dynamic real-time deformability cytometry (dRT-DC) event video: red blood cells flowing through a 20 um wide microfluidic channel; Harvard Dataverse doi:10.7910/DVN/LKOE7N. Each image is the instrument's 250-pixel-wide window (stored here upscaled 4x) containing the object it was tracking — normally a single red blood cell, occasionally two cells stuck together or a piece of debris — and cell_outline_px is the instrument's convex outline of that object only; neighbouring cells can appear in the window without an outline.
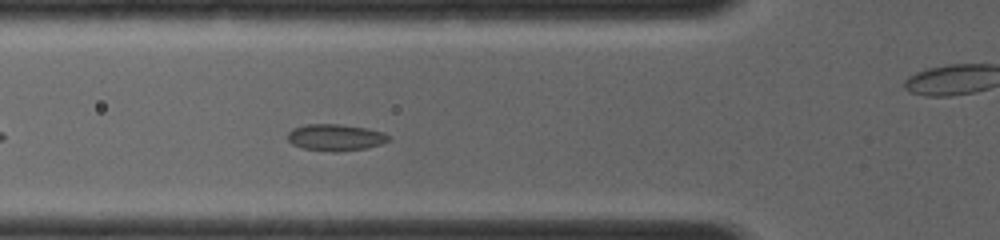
{"species": "common noctule bat (a hibernating species)", "species_latin": "Nyctalus noctula", "temperature_condition": "room temperature", "stored_images_in_passage": 21, "camera_frame_rate_fps": 4000, "um_per_image_px": 0.085, "animal": {"sex": "female", "body_mass_g": 19.0, "forearm_length_mm": 56.7}, "frame": {"image": 1, "passage_image": 6, "time_ms": 2.5, "image_size_px": [1000, 240], "cell_outline_px": [[392, 136], [388, 140], [380, 144], [368, 148], [336, 152], [332, 152], [304, 148], [292, 144], [288, 140], [288, 132], [292, 128], [304, 124], [340, 124], [368, 128], [384, 132]], "centroid_in_image_um": [28.53, 11.67], "position_along_channel_um": 97.3, "area_um2": 15.84}}
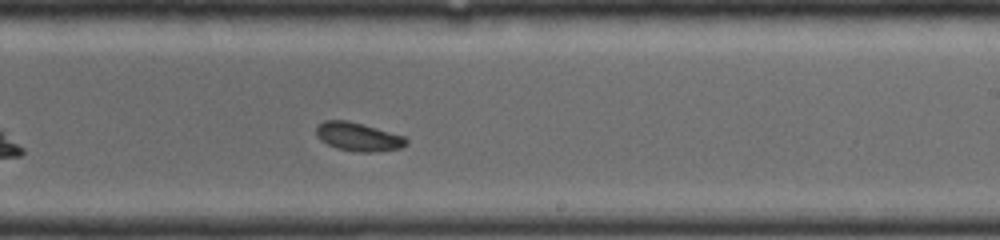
{"frame": {"image": 2, "passage_image": 13, "time_ms": 6.0, "image_size_px": [1000, 240], "cell_outline_px": [[408, 144], [400, 148], [372, 152], [360, 152], [336, 148], [320, 140], [316, 136], [316, 124], [324, 120], [348, 120], [404, 136], [408, 140]], "centroid_in_image_um": [30.41, 11.62], "position_along_channel_um": 258.6, "area_um2": 14.97}}
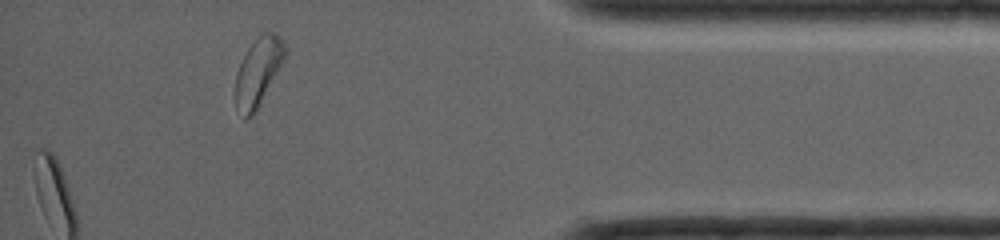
{"frame": {"image": 3, "passage_image": 21, "time_ms": 11.25, "image_size_px": [1000, 240], "cell_outline_px": [[288, 52], [252, 116], [244, 120], [236, 104], [236, 72], [248, 48], [264, 32], [276, 32], [284, 40], [288, 48]], "centroid_in_image_um": [21.97, 6.05], "position_along_channel_um": 413.2, "area_um2": 19.19}}